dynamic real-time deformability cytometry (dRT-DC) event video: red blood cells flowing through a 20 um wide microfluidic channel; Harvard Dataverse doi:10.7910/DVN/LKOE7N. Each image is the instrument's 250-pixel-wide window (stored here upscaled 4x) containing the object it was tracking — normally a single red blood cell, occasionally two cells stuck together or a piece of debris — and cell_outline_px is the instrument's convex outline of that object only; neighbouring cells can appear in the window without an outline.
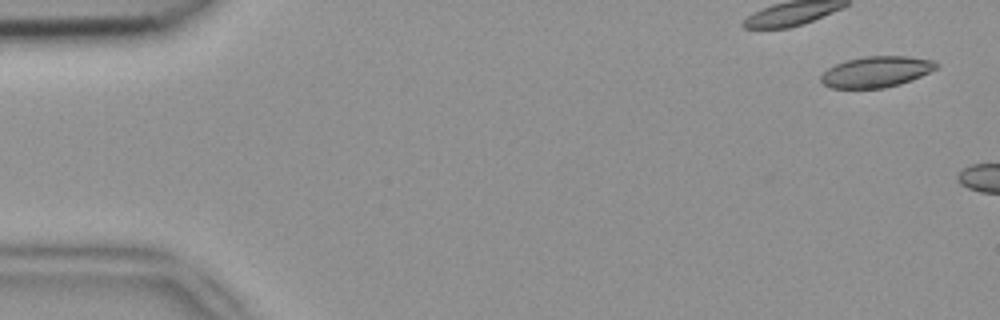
{"species": "common noctule bat (a hibernating species)", "species_latin": "Nyctalus noctula", "temperature_condition": "room temperature", "stored_images_in_passage": 6, "camera_frame_rate_fps": 3000, "um_per_image_px": 0.085, "animal": {"sex": "female", "body_mass_g": 18.4}, "frame": {"image": 1, "passage_image": 2, "time_ms": 0.333, "image_size_px": [1000, 320], "cell_outline_px": [[940, 64], [936, 68], [912, 80], [900, 84], [884, 88], [832, 88], [824, 84], [820, 80], [820, 76], [828, 68], [844, 60], [868, 56], [908, 56], [936, 60]], "centroid_in_image_um": [74.5, 6.09], "position_along_channel_um": 10.5, "area_um2": 20.87}}